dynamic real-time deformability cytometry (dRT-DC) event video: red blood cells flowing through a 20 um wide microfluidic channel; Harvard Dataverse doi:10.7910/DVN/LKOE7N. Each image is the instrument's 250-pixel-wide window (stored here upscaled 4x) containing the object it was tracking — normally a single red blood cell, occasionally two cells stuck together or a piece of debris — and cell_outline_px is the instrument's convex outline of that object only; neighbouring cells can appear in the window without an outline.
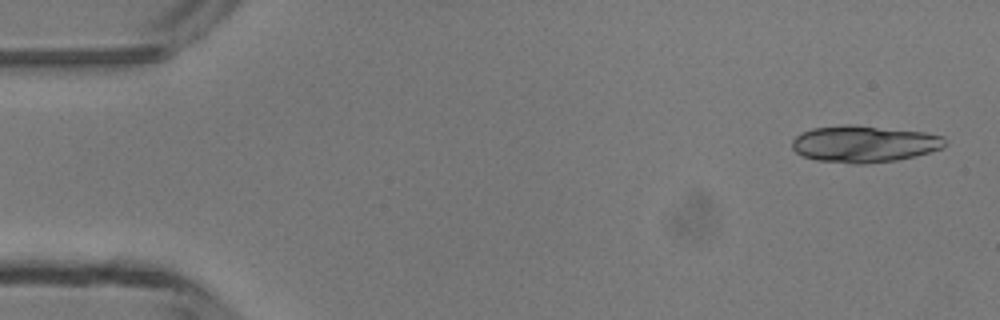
{"species": "common noctule bat (a hibernating species)", "species_latin": "Nyctalus noctula", "temperature_condition": "room temperature", "stored_images_in_passage": 6, "camera_frame_rate_fps": 3000, "um_per_image_px": 0.085, "animal": {"sex": "male", "body_mass_g": 13.3}, "frame": {"image": 1, "passage_image": 1, "time_ms": 0.0, "image_size_px": [1000, 320], "cell_outline_px": [[944, 148], [916, 156], [896, 160], [864, 164], [852, 164], [816, 160], [804, 156], [796, 152], [792, 148], [792, 140], [796, 136], [812, 128], [844, 124], [848, 124], [924, 132], [944, 136]], "centroid_in_image_um": [73.45, 12.24], "position_along_channel_um": 11.6, "area_um2": 32.71}}
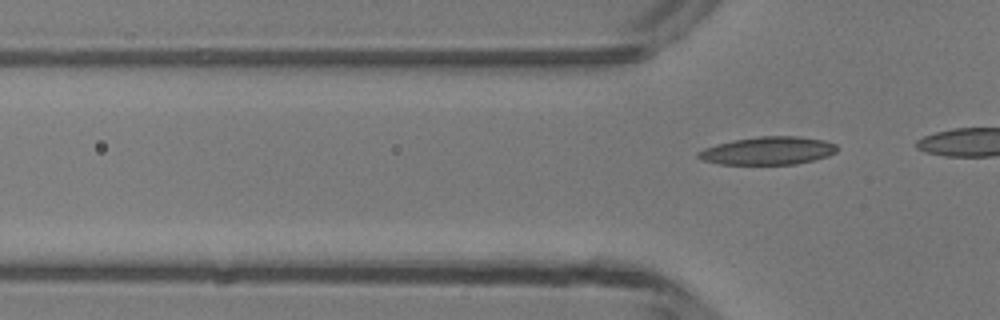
{"frame": {"image": 2, "passage_image": 6, "time_ms": 6.667, "image_size_px": [1000, 320], "cell_outline_px": [[836, 152], [828, 156], [796, 164], [720, 164], [704, 160], [696, 156], [696, 152], [704, 148], [716, 144], [732, 140], [760, 136], [796, 136], [824, 140], [836, 144]], "centroid_in_image_um": [65.26, 12.8], "position_along_channel_um": 60.5, "area_um2": 22.54}}